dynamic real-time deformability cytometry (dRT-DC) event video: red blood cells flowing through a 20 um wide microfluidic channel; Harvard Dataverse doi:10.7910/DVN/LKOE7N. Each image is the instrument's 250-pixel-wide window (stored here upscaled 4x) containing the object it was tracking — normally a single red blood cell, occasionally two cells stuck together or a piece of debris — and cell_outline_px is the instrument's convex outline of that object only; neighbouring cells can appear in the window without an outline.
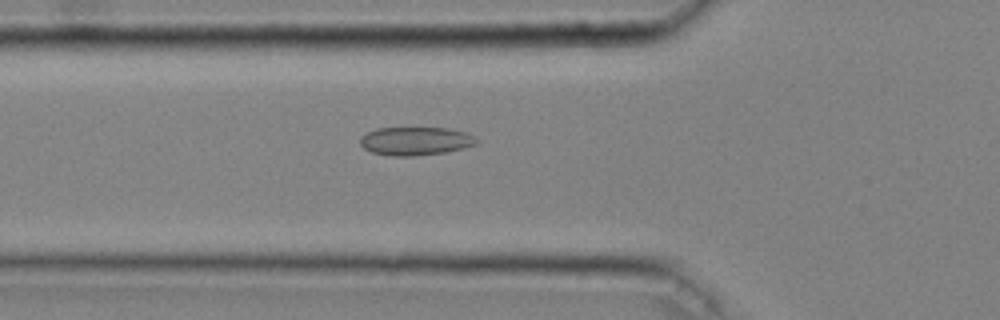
{"species": "common noctule bat (a hibernating species)", "species_latin": "Nyctalus noctula", "temperature_condition": "cold", "stored_images_in_passage": 37, "camera_frame_rate_fps": 3000, "um_per_image_px": 0.085, "animal": {"sex": "male", "body_mass_g": 20.4}, "frame": {"image": 1, "passage_image": 10, "time_ms": 3.0, "image_size_px": [1000, 320], "cell_outline_px": [[480, 140], [476, 144], [464, 148], [444, 152], [412, 156], [392, 156], [372, 152], [364, 148], [360, 144], [360, 136], [376, 128], [448, 128], [464, 132], [476, 136]], "centroid_in_image_um": [35.33, 11.98], "position_along_channel_um": 90.5, "area_um2": 19.25}}
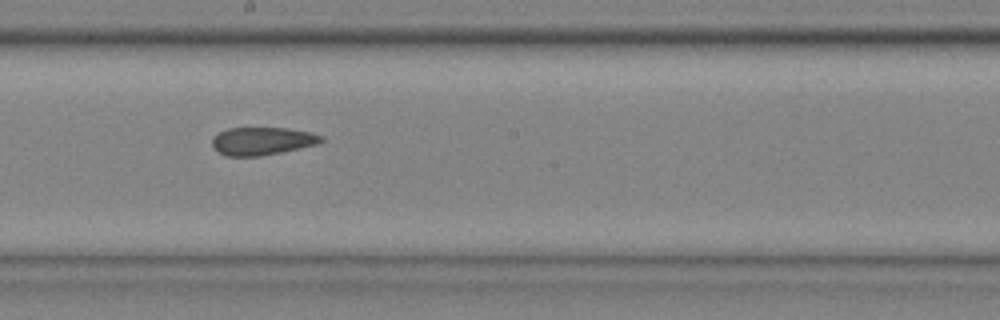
{"frame": {"image": 2, "passage_image": 20, "time_ms": 6.333, "image_size_px": [1000, 320], "cell_outline_px": [[324, 140], [320, 144], [260, 156], [224, 156], [216, 152], [212, 148], [212, 140], [220, 132], [228, 128], [288, 128], [308, 132], [324, 136]], "centroid_in_image_um": [22.28, 12.0], "position_along_channel_um": 225.9, "area_um2": 17.8}}
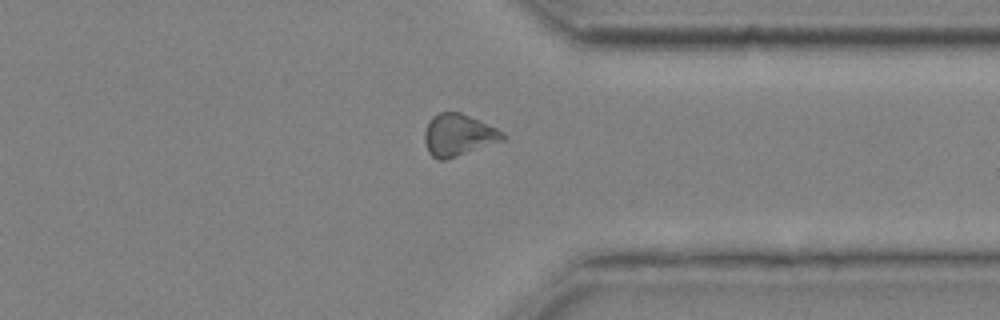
{"frame": {"image": 3, "passage_image": 31, "time_ms": 10.0, "image_size_px": [1000, 320], "cell_outline_px": [[508, 136], [504, 140], [444, 160], [436, 160], [428, 152], [424, 140], [424, 132], [428, 120], [432, 116], [440, 112], [460, 112], [496, 128], [504, 132]], "centroid_in_image_um": [38.94, 11.47], "position_along_channel_um": 372.5, "area_um2": 19.07}, "authors_computed_cell_mechanics": {"area_um2": 18.9584, "velocity_mm_per_s": 4.0544, "shape_relaxation_time_tau1_ms": null, "shape_relaxation_time_tau2_ms": 2.0994, "deformation_change_tau1": null, "deformation_change_tau2": 0.0822}}